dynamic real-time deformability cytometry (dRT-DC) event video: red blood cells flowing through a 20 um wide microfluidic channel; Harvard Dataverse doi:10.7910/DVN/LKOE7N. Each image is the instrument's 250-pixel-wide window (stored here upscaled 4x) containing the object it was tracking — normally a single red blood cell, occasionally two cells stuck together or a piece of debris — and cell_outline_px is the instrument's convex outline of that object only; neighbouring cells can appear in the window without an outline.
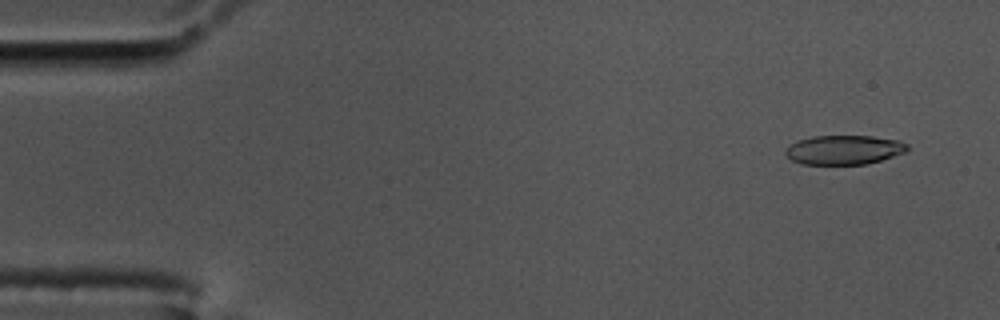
{"species": "common noctule bat (a hibernating species)", "species_latin": "Nyctalus noctula", "temperature_condition": "cold", "stored_images_in_passage": 58, "camera_frame_rate_fps": 3000, "um_per_image_px": 0.085, "animal": {"sex": "male", "body_mass_g": 17.5, "forearm_length_mm": 52.3}, "frame": {"image": 1, "passage_image": 4, "time_ms": 1.0, "image_size_px": [1000, 320], "cell_outline_px": [[908, 152], [868, 164], [800, 164], [792, 160], [784, 152], [796, 140], [812, 136], [872, 136], [900, 140], [908, 144]], "centroid_in_image_um": [71.79, 12.73], "position_along_channel_um": 13.2, "area_um2": 20.92}}
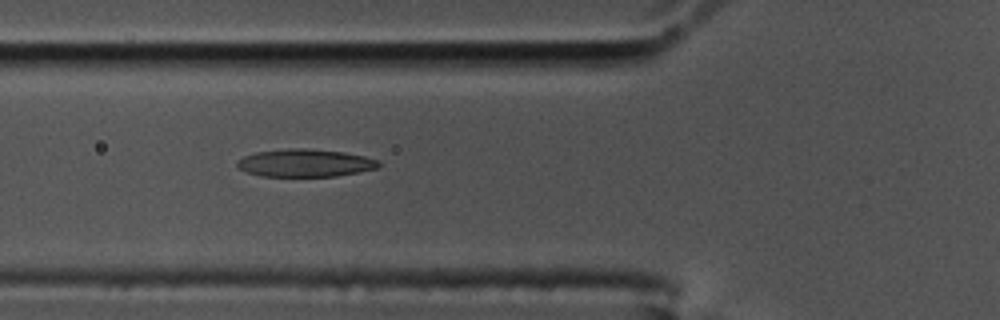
{"frame": {"image": 2, "passage_image": 21, "time_ms": 6.667, "image_size_px": [1000, 320], "cell_outline_px": [[380, 168], [360, 172], [336, 176], [260, 176], [244, 172], [236, 164], [244, 156], [256, 152], [288, 148], [312, 148], [344, 152], [364, 156], [380, 160]], "centroid_in_image_um": [25.98, 13.85], "position_along_channel_um": 99.8, "area_um2": 23.06}}
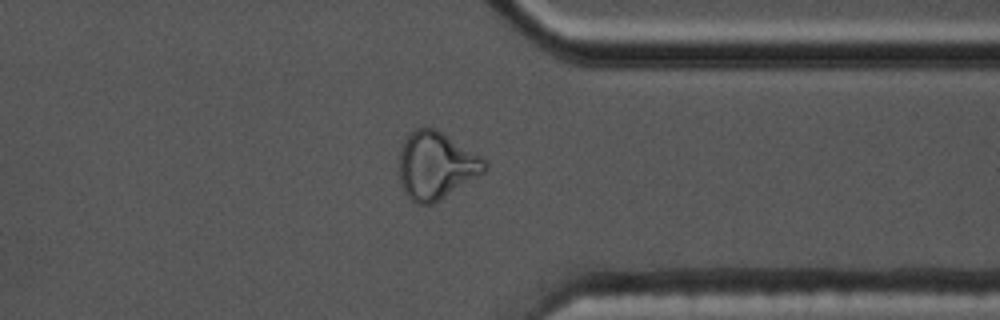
{"frame": {"image": 3, "passage_image": 45, "time_ms": 14.667, "image_size_px": [1000, 320], "cell_outline_px": [[488, 168], [484, 172], [440, 200], [432, 204], [416, 204], [404, 192], [400, 180], [400, 148], [404, 140], [416, 128], [432, 128], [440, 132], [480, 156], [488, 164]], "centroid_in_image_um": [37.05, 14.1], "position_along_channel_um": 374.4, "area_um2": 32.89}, "authors_computed_cell_mechanics": {"area_um2": 23.0333, "velocity_mm_per_s": 3.4789, "shape_relaxation_time_tau1_ms": null, "shape_relaxation_time_tau2_ms": 2.0383, "deformation_change_tau1": null, "deformation_change_tau2": 0.1061}}